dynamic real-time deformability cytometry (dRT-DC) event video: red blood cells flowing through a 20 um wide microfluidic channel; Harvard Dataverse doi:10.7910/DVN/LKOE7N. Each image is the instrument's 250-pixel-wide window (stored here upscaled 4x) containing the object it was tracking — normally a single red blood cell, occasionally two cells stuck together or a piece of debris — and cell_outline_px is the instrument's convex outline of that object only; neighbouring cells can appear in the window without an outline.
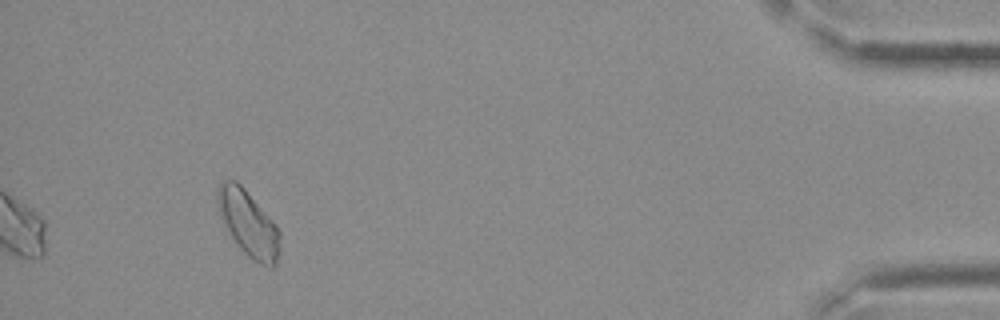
{"species": "Egyptian fruit bat (a non-hibernating species)", "species_latin": "Rousettus aegyptiacus", "temperature_condition": "cold", "stored_images_in_passage": 25, "segment_of_instrument_passage": [2, 2], "camera_frame_rate_fps": 3000, "um_per_image_px": 0.085, "frame": {"image": 1, "passage_image": 25, "time_ms": 8.0, "image_size_px": [1000, 320], "cell_outline_px": [[280, 248], [276, 264], [272, 268], [252, 260], [240, 248], [228, 232], [220, 216], [216, 204], [216, 188], [224, 180], [236, 180], [244, 188], [276, 224], [280, 232]], "centroid_in_image_um": [21.1, 18.99], "position_along_channel_um": 414.1, "area_um2": 23.99}}